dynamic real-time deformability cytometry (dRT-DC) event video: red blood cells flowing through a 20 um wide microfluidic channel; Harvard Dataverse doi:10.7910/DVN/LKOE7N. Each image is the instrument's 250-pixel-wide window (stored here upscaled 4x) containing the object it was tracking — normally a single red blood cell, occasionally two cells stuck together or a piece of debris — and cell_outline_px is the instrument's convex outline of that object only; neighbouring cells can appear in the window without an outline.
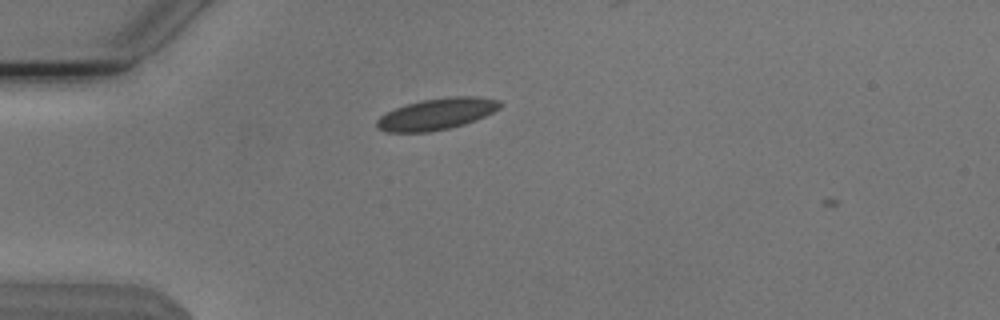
{"species": "Egyptian fruit bat (a non-hibernating species)", "species_latin": "Rousettus aegyptiacus", "temperature_condition": "cold", "stored_images_in_passage": 4, "camera_frame_rate_fps": 3000, "um_per_image_px": 0.085, "animal": {"sex": "male"}, "frame": {"image": 1, "passage_image": 3, "time_ms": 0.667, "image_size_px": [1000, 320], "cell_outline_px": [[504, 104], [500, 108], [484, 116], [464, 124], [448, 128], [428, 132], [388, 132], [376, 128], [376, 120], [380, 116], [396, 108], [420, 100], [452, 96], [476, 96], [500, 100]], "centroid_in_image_um": [37.13, 9.68], "position_along_channel_um": 47.9, "area_um2": 22.48}}